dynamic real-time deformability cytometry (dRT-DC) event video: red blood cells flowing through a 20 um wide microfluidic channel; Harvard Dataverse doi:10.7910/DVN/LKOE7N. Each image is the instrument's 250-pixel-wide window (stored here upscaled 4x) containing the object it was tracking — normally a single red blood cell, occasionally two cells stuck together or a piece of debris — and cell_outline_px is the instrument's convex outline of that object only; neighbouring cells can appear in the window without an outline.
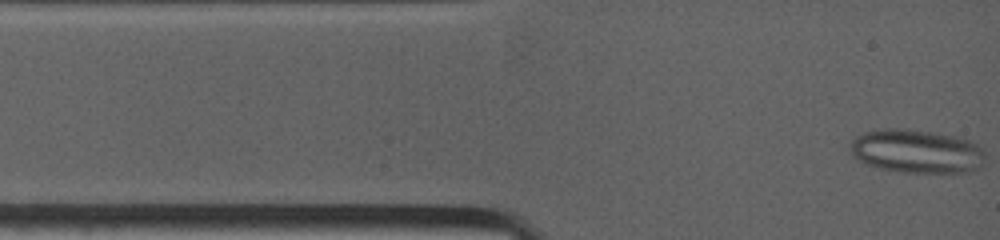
{"species": "common noctule bat (a hibernating species)", "species_latin": "Nyctalus noctula", "temperature_condition": "warm", "stored_images_in_passage": 67, "camera_frame_rate_fps": 4500, "um_per_image_px": 0.085, "animal": {"sex": "female", "body_mass_g": 19.0, "forearm_length_mm": 53.3}, "frame": {"image": 1, "passage_image": 1, "time_ms": 0.0, "image_size_px": [1000, 240], "cell_outline_px": [[984, 156], [980, 168], [968, 172], [904, 172], [880, 168], [864, 164], [852, 156], [848, 148], [848, 144], [856, 136], [864, 132], [888, 128], [900, 128], [932, 132], [956, 136], [968, 140], [976, 144], [984, 152]], "centroid_in_image_um": [77.85, 12.86], "position_along_channel_um": 7.1, "area_um2": 34.39}}
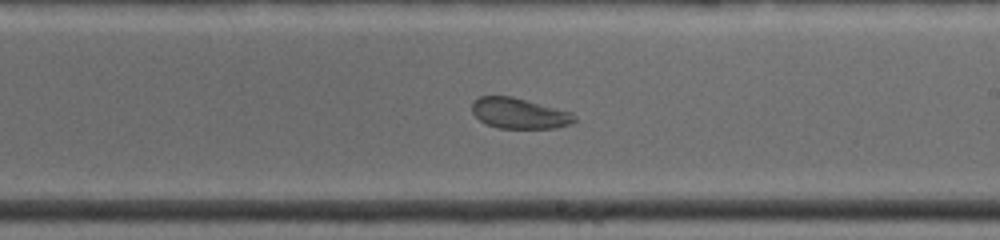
{"frame": {"image": 2, "passage_image": 33, "time_ms": 7.111, "image_size_px": [1000, 240], "cell_outline_px": [[576, 120], [568, 124], [556, 128], [496, 128], [480, 120], [472, 112], [472, 100], [480, 96], [512, 96], [572, 112], [576, 116]], "centroid_in_image_um": [44.12, 9.62], "position_along_channel_um": 244.9, "area_um2": 18.26}}
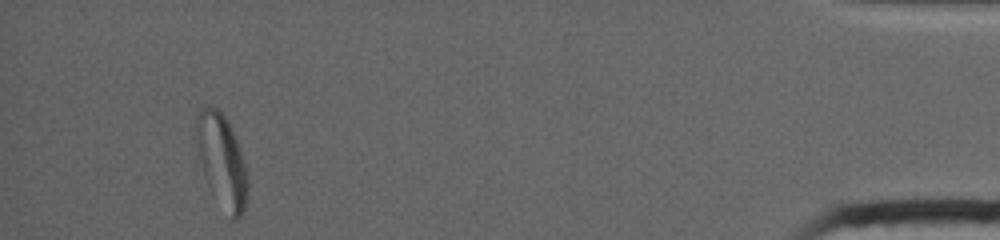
{"frame": {"image": 3, "passage_image": 67, "time_ms": 14.0, "image_size_px": [1000, 240], "cell_outline_px": [[248, 188], [244, 212], [236, 220], [228, 220], [208, 184], [204, 172], [196, 140], [196, 116], [200, 108], [216, 108], [228, 120], [240, 148], [248, 176]], "centroid_in_image_um": [18.89, 13.74], "position_along_channel_um": 416.3, "area_um2": 27.74}, "authors_computed_cell_mechanics": {"area_um2": 23.4668, "velocity_mm_per_s": 3.9343, "shape_relaxation_time_tau1_ms": null, "shape_relaxation_time_tau2_ms": 1.2212, "deformation_change_tau1": null, "deformation_change_tau2": 0.0643}}